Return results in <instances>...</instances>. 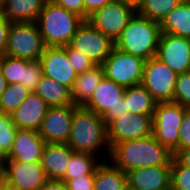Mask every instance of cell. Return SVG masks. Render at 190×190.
I'll return each instance as SVG.
<instances>
[{
    "mask_svg": "<svg viewBox=\"0 0 190 190\" xmlns=\"http://www.w3.org/2000/svg\"><path fill=\"white\" fill-rule=\"evenodd\" d=\"M173 153L152 135L114 144L108 160L124 173L144 167L172 165Z\"/></svg>",
    "mask_w": 190,
    "mask_h": 190,
    "instance_id": "cell-1",
    "label": "cell"
},
{
    "mask_svg": "<svg viewBox=\"0 0 190 190\" xmlns=\"http://www.w3.org/2000/svg\"><path fill=\"white\" fill-rule=\"evenodd\" d=\"M67 145L74 152L89 153L106 161L110 155L107 126L101 116L83 106H78L73 115ZM104 155V156H103Z\"/></svg>",
    "mask_w": 190,
    "mask_h": 190,
    "instance_id": "cell-2",
    "label": "cell"
},
{
    "mask_svg": "<svg viewBox=\"0 0 190 190\" xmlns=\"http://www.w3.org/2000/svg\"><path fill=\"white\" fill-rule=\"evenodd\" d=\"M160 36V23L136 12L114 42V46L126 53L148 60L156 57Z\"/></svg>",
    "mask_w": 190,
    "mask_h": 190,
    "instance_id": "cell-3",
    "label": "cell"
},
{
    "mask_svg": "<svg viewBox=\"0 0 190 190\" xmlns=\"http://www.w3.org/2000/svg\"><path fill=\"white\" fill-rule=\"evenodd\" d=\"M84 19L64 9L53 1H47L36 21L46 47L69 45Z\"/></svg>",
    "mask_w": 190,
    "mask_h": 190,
    "instance_id": "cell-4",
    "label": "cell"
},
{
    "mask_svg": "<svg viewBox=\"0 0 190 190\" xmlns=\"http://www.w3.org/2000/svg\"><path fill=\"white\" fill-rule=\"evenodd\" d=\"M45 47L36 22L11 23L5 55L39 61Z\"/></svg>",
    "mask_w": 190,
    "mask_h": 190,
    "instance_id": "cell-5",
    "label": "cell"
},
{
    "mask_svg": "<svg viewBox=\"0 0 190 190\" xmlns=\"http://www.w3.org/2000/svg\"><path fill=\"white\" fill-rule=\"evenodd\" d=\"M125 89L104 77L83 107L101 116L108 126L113 120L128 112L123 96Z\"/></svg>",
    "mask_w": 190,
    "mask_h": 190,
    "instance_id": "cell-6",
    "label": "cell"
},
{
    "mask_svg": "<svg viewBox=\"0 0 190 190\" xmlns=\"http://www.w3.org/2000/svg\"><path fill=\"white\" fill-rule=\"evenodd\" d=\"M187 108L173 102L157 103L153 114V136L173 154L178 150L179 129Z\"/></svg>",
    "mask_w": 190,
    "mask_h": 190,
    "instance_id": "cell-7",
    "label": "cell"
},
{
    "mask_svg": "<svg viewBox=\"0 0 190 190\" xmlns=\"http://www.w3.org/2000/svg\"><path fill=\"white\" fill-rule=\"evenodd\" d=\"M145 61L114 46L102 65L107 79L128 88L141 84Z\"/></svg>",
    "mask_w": 190,
    "mask_h": 190,
    "instance_id": "cell-8",
    "label": "cell"
},
{
    "mask_svg": "<svg viewBox=\"0 0 190 190\" xmlns=\"http://www.w3.org/2000/svg\"><path fill=\"white\" fill-rule=\"evenodd\" d=\"M178 74L157 57L145 61L141 84L157 103L173 102Z\"/></svg>",
    "mask_w": 190,
    "mask_h": 190,
    "instance_id": "cell-9",
    "label": "cell"
},
{
    "mask_svg": "<svg viewBox=\"0 0 190 190\" xmlns=\"http://www.w3.org/2000/svg\"><path fill=\"white\" fill-rule=\"evenodd\" d=\"M136 12L133 6L116 0L96 9L88 21L115 42Z\"/></svg>",
    "mask_w": 190,
    "mask_h": 190,
    "instance_id": "cell-10",
    "label": "cell"
},
{
    "mask_svg": "<svg viewBox=\"0 0 190 190\" xmlns=\"http://www.w3.org/2000/svg\"><path fill=\"white\" fill-rule=\"evenodd\" d=\"M69 45L81 51L96 65H102L114 48V42L88 20L79 26Z\"/></svg>",
    "mask_w": 190,
    "mask_h": 190,
    "instance_id": "cell-11",
    "label": "cell"
},
{
    "mask_svg": "<svg viewBox=\"0 0 190 190\" xmlns=\"http://www.w3.org/2000/svg\"><path fill=\"white\" fill-rule=\"evenodd\" d=\"M153 134V115L127 112L107 126L110 148L117 143L141 139Z\"/></svg>",
    "mask_w": 190,
    "mask_h": 190,
    "instance_id": "cell-12",
    "label": "cell"
},
{
    "mask_svg": "<svg viewBox=\"0 0 190 190\" xmlns=\"http://www.w3.org/2000/svg\"><path fill=\"white\" fill-rule=\"evenodd\" d=\"M78 105L49 107L39 130L46 143L67 144Z\"/></svg>",
    "mask_w": 190,
    "mask_h": 190,
    "instance_id": "cell-13",
    "label": "cell"
},
{
    "mask_svg": "<svg viewBox=\"0 0 190 190\" xmlns=\"http://www.w3.org/2000/svg\"><path fill=\"white\" fill-rule=\"evenodd\" d=\"M156 57L177 74L190 71V39L161 33Z\"/></svg>",
    "mask_w": 190,
    "mask_h": 190,
    "instance_id": "cell-14",
    "label": "cell"
},
{
    "mask_svg": "<svg viewBox=\"0 0 190 190\" xmlns=\"http://www.w3.org/2000/svg\"><path fill=\"white\" fill-rule=\"evenodd\" d=\"M4 180L17 190H39L48 179L41 161L6 160Z\"/></svg>",
    "mask_w": 190,
    "mask_h": 190,
    "instance_id": "cell-15",
    "label": "cell"
},
{
    "mask_svg": "<svg viewBox=\"0 0 190 190\" xmlns=\"http://www.w3.org/2000/svg\"><path fill=\"white\" fill-rule=\"evenodd\" d=\"M43 76L49 77L72 89L78 76L61 46L45 47L40 57Z\"/></svg>",
    "mask_w": 190,
    "mask_h": 190,
    "instance_id": "cell-16",
    "label": "cell"
},
{
    "mask_svg": "<svg viewBox=\"0 0 190 190\" xmlns=\"http://www.w3.org/2000/svg\"><path fill=\"white\" fill-rule=\"evenodd\" d=\"M127 184L132 190H170L171 165H157L127 173Z\"/></svg>",
    "mask_w": 190,
    "mask_h": 190,
    "instance_id": "cell-17",
    "label": "cell"
},
{
    "mask_svg": "<svg viewBox=\"0 0 190 190\" xmlns=\"http://www.w3.org/2000/svg\"><path fill=\"white\" fill-rule=\"evenodd\" d=\"M46 142L39 131L17 129L13 146L6 160H17L31 163L41 161Z\"/></svg>",
    "mask_w": 190,
    "mask_h": 190,
    "instance_id": "cell-18",
    "label": "cell"
},
{
    "mask_svg": "<svg viewBox=\"0 0 190 190\" xmlns=\"http://www.w3.org/2000/svg\"><path fill=\"white\" fill-rule=\"evenodd\" d=\"M48 108L47 103L38 94L30 92L21 105L10 115L18 129L39 131Z\"/></svg>",
    "mask_w": 190,
    "mask_h": 190,
    "instance_id": "cell-19",
    "label": "cell"
},
{
    "mask_svg": "<svg viewBox=\"0 0 190 190\" xmlns=\"http://www.w3.org/2000/svg\"><path fill=\"white\" fill-rule=\"evenodd\" d=\"M74 151L67 144L46 143L41 165L49 180H62Z\"/></svg>",
    "mask_w": 190,
    "mask_h": 190,
    "instance_id": "cell-20",
    "label": "cell"
},
{
    "mask_svg": "<svg viewBox=\"0 0 190 190\" xmlns=\"http://www.w3.org/2000/svg\"><path fill=\"white\" fill-rule=\"evenodd\" d=\"M47 0H0V11L12 23L36 22Z\"/></svg>",
    "mask_w": 190,
    "mask_h": 190,
    "instance_id": "cell-21",
    "label": "cell"
},
{
    "mask_svg": "<svg viewBox=\"0 0 190 190\" xmlns=\"http://www.w3.org/2000/svg\"><path fill=\"white\" fill-rule=\"evenodd\" d=\"M104 77L103 65H94L91 69L78 74L71 89L74 104L83 106Z\"/></svg>",
    "mask_w": 190,
    "mask_h": 190,
    "instance_id": "cell-22",
    "label": "cell"
},
{
    "mask_svg": "<svg viewBox=\"0 0 190 190\" xmlns=\"http://www.w3.org/2000/svg\"><path fill=\"white\" fill-rule=\"evenodd\" d=\"M127 174L109 160L102 161L94 172V190H125Z\"/></svg>",
    "mask_w": 190,
    "mask_h": 190,
    "instance_id": "cell-23",
    "label": "cell"
},
{
    "mask_svg": "<svg viewBox=\"0 0 190 190\" xmlns=\"http://www.w3.org/2000/svg\"><path fill=\"white\" fill-rule=\"evenodd\" d=\"M161 33L190 39V0H183L160 23Z\"/></svg>",
    "mask_w": 190,
    "mask_h": 190,
    "instance_id": "cell-24",
    "label": "cell"
},
{
    "mask_svg": "<svg viewBox=\"0 0 190 190\" xmlns=\"http://www.w3.org/2000/svg\"><path fill=\"white\" fill-rule=\"evenodd\" d=\"M35 93L38 94L49 107L74 104L71 89L46 76L41 77Z\"/></svg>",
    "mask_w": 190,
    "mask_h": 190,
    "instance_id": "cell-25",
    "label": "cell"
},
{
    "mask_svg": "<svg viewBox=\"0 0 190 190\" xmlns=\"http://www.w3.org/2000/svg\"><path fill=\"white\" fill-rule=\"evenodd\" d=\"M123 96L126 100L128 112L131 114H154L157 102L142 84L126 88Z\"/></svg>",
    "mask_w": 190,
    "mask_h": 190,
    "instance_id": "cell-26",
    "label": "cell"
},
{
    "mask_svg": "<svg viewBox=\"0 0 190 190\" xmlns=\"http://www.w3.org/2000/svg\"><path fill=\"white\" fill-rule=\"evenodd\" d=\"M99 160V161H98ZM102 162V159L95 155L82 152H74L71 155L65 177L62 180H71L84 175H94L96 167Z\"/></svg>",
    "mask_w": 190,
    "mask_h": 190,
    "instance_id": "cell-27",
    "label": "cell"
},
{
    "mask_svg": "<svg viewBox=\"0 0 190 190\" xmlns=\"http://www.w3.org/2000/svg\"><path fill=\"white\" fill-rule=\"evenodd\" d=\"M183 0H143L138 7L137 13L155 22L162 20Z\"/></svg>",
    "mask_w": 190,
    "mask_h": 190,
    "instance_id": "cell-28",
    "label": "cell"
},
{
    "mask_svg": "<svg viewBox=\"0 0 190 190\" xmlns=\"http://www.w3.org/2000/svg\"><path fill=\"white\" fill-rule=\"evenodd\" d=\"M29 60L3 55L0 58V68L8 84L21 83L25 87L26 65Z\"/></svg>",
    "mask_w": 190,
    "mask_h": 190,
    "instance_id": "cell-29",
    "label": "cell"
},
{
    "mask_svg": "<svg viewBox=\"0 0 190 190\" xmlns=\"http://www.w3.org/2000/svg\"><path fill=\"white\" fill-rule=\"evenodd\" d=\"M30 94L21 83L8 84L0 97V113H13Z\"/></svg>",
    "mask_w": 190,
    "mask_h": 190,
    "instance_id": "cell-30",
    "label": "cell"
},
{
    "mask_svg": "<svg viewBox=\"0 0 190 190\" xmlns=\"http://www.w3.org/2000/svg\"><path fill=\"white\" fill-rule=\"evenodd\" d=\"M17 129L10 114L0 113V153L5 157L12 149Z\"/></svg>",
    "mask_w": 190,
    "mask_h": 190,
    "instance_id": "cell-31",
    "label": "cell"
},
{
    "mask_svg": "<svg viewBox=\"0 0 190 190\" xmlns=\"http://www.w3.org/2000/svg\"><path fill=\"white\" fill-rule=\"evenodd\" d=\"M171 189L190 190V168L183 166L174 156L171 165Z\"/></svg>",
    "mask_w": 190,
    "mask_h": 190,
    "instance_id": "cell-32",
    "label": "cell"
},
{
    "mask_svg": "<svg viewBox=\"0 0 190 190\" xmlns=\"http://www.w3.org/2000/svg\"><path fill=\"white\" fill-rule=\"evenodd\" d=\"M173 103L190 108V72L178 74Z\"/></svg>",
    "mask_w": 190,
    "mask_h": 190,
    "instance_id": "cell-33",
    "label": "cell"
},
{
    "mask_svg": "<svg viewBox=\"0 0 190 190\" xmlns=\"http://www.w3.org/2000/svg\"><path fill=\"white\" fill-rule=\"evenodd\" d=\"M62 47L66 50L68 60L77 75L91 69L94 65H96L89 57L81 51L72 48L70 45H65Z\"/></svg>",
    "mask_w": 190,
    "mask_h": 190,
    "instance_id": "cell-34",
    "label": "cell"
},
{
    "mask_svg": "<svg viewBox=\"0 0 190 190\" xmlns=\"http://www.w3.org/2000/svg\"><path fill=\"white\" fill-rule=\"evenodd\" d=\"M42 76L43 72L40 61H30L26 65L25 87L30 92H35Z\"/></svg>",
    "mask_w": 190,
    "mask_h": 190,
    "instance_id": "cell-35",
    "label": "cell"
},
{
    "mask_svg": "<svg viewBox=\"0 0 190 190\" xmlns=\"http://www.w3.org/2000/svg\"><path fill=\"white\" fill-rule=\"evenodd\" d=\"M190 148V108L184 113V118L179 129L178 149Z\"/></svg>",
    "mask_w": 190,
    "mask_h": 190,
    "instance_id": "cell-36",
    "label": "cell"
},
{
    "mask_svg": "<svg viewBox=\"0 0 190 190\" xmlns=\"http://www.w3.org/2000/svg\"><path fill=\"white\" fill-rule=\"evenodd\" d=\"M67 190H94V175H84L71 180H62Z\"/></svg>",
    "mask_w": 190,
    "mask_h": 190,
    "instance_id": "cell-37",
    "label": "cell"
},
{
    "mask_svg": "<svg viewBox=\"0 0 190 190\" xmlns=\"http://www.w3.org/2000/svg\"><path fill=\"white\" fill-rule=\"evenodd\" d=\"M11 21L0 11V55H5Z\"/></svg>",
    "mask_w": 190,
    "mask_h": 190,
    "instance_id": "cell-38",
    "label": "cell"
},
{
    "mask_svg": "<svg viewBox=\"0 0 190 190\" xmlns=\"http://www.w3.org/2000/svg\"><path fill=\"white\" fill-rule=\"evenodd\" d=\"M55 4L71 11L84 19V2L83 0H52Z\"/></svg>",
    "mask_w": 190,
    "mask_h": 190,
    "instance_id": "cell-39",
    "label": "cell"
},
{
    "mask_svg": "<svg viewBox=\"0 0 190 190\" xmlns=\"http://www.w3.org/2000/svg\"><path fill=\"white\" fill-rule=\"evenodd\" d=\"M116 0H83L84 2V20H88L89 15L92 14L96 9L102 8L108 3Z\"/></svg>",
    "mask_w": 190,
    "mask_h": 190,
    "instance_id": "cell-40",
    "label": "cell"
},
{
    "mask_svg": "<svg viewBox=\"0 0 190 190\" xmlns=\"http://www.w3.org/2000/svg\"><path fill=\"white\" fill-rule=\"evenodd\" d=\"M173 156L183 165L190 168V148L178 149Z\"/></svg>",
    "mask_w": 190,
    "mask_h": 190,
    "instance_id": "cell-41",
    "label": "cell"
},
{
    "mask_svg": "<svg viewBox=\"0 0 190 190\" xmlns=\"http://www.w3.org/2000/svg\"><path fill=\"white\" fill-rule=\"evenodd\" d=\"M39 190H67L66 183L62 180H47Z\"/></svg>",
    "mask_w": 190,
    "mask_h": 190,
    "instance_id": "cell-42",
    "label": "cell"
},
{
    "mask_svg": "<svg viewBox=\"0 0 190 190\" xmlns=\"http://www.w3.org/2000/svg\"><path fill=\"white\" fill-rule=\"evenodd\" d=\"M6 157L0 153V181L5 178Z\"/></svg>",
    "mask_w": 190,
    "mask_h": 190,
    "instance_id": "cell-43",
    "label": "cell"
},
{
    "mask_svg": "<svg viewBox=\"0 0 190 190\" xmlns=\"http://www.w3.org/2000/svg\"><path fill=\"white\" fill-rule=\"evenodd\" d=\"M8 83L6 82V79L4 78L2 69L0 68V97L7 88Z\"/></svg>",
    "mask_w": 190,
    "mask_h": 190,
    "instance_id": "cell-44",
    "label": "cell"
},
{
    "mask_svg": "<svg viewBox=\"0 0 190 190\" xmlns=\"http://www.w3.org/2000/svg\"><path fill=\"white\" fill-rule=\"evenodd\" d=\"M120 1L122 3H126L129 4L131 6H133L136 10L138 9V7L142 4L143 0H117Z\"/></svg>",
    "mask_w": 190,
    "mask_h": 190,
    "instance_id": "cell-45",
    "label": "cell"
},
{
    "mask_svg": "<svg viewBox=\"0 0 190 190\" xmlns=\"http://www.w3.org/2000/svg\"><path fill=\"white\" fill-rule=\"evenodd\" d=\"M0 190H17L14 186L8 184L5 180L0 181Z\"/></svg>",
    "mask_w": 190,
    "mask_h": 190,
    "instance_id": "cell-46",
    "label": "cell"
}]
</instances>
